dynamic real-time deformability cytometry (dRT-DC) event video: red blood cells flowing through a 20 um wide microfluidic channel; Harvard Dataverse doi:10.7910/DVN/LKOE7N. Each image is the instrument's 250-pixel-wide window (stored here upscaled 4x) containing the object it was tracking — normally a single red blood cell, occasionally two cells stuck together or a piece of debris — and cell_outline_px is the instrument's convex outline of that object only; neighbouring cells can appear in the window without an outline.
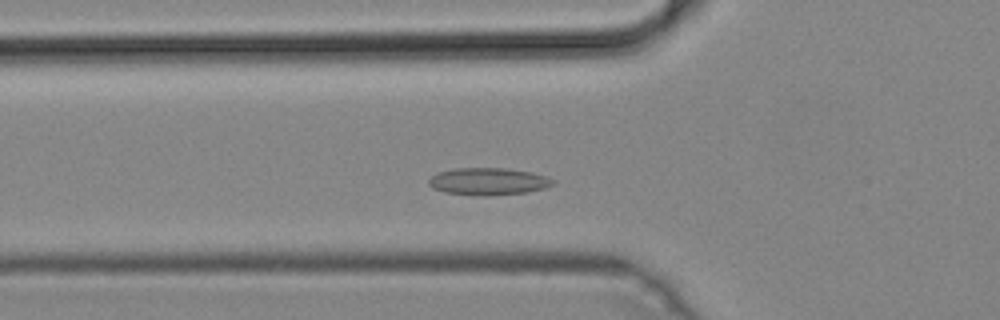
{"species": "common noctule bat (a hibernating species)", "species_latin": "Nyctalus noctula", "temperature_condition": "cold", "stored_images_in_passage": 36, "camera_frame_rate_fps": 3000, "um_per_image_px": 0.085, "animal": {"sex": "male", "body_mass_g": 19.2, "forearm_length_mm": 51.8}, "frame": {"image": 1, "passage_image": 10, "time_ms": 3.0, "image_size_px": [1000, 320], "cell_outline_px": [[556, 184], [548, 188], [528, 192], [488, 196], [484, 196], [444, 192], [432, 188], [428, 184], [428, 180], [436, 172], [456, 168], [508, 168], [532, 172], [548, 176], [556, 180]], "centroid_in_image_um": [41.57, 15.42], "position_along_channel_um": 84.2, "area_um2": 20.11}}
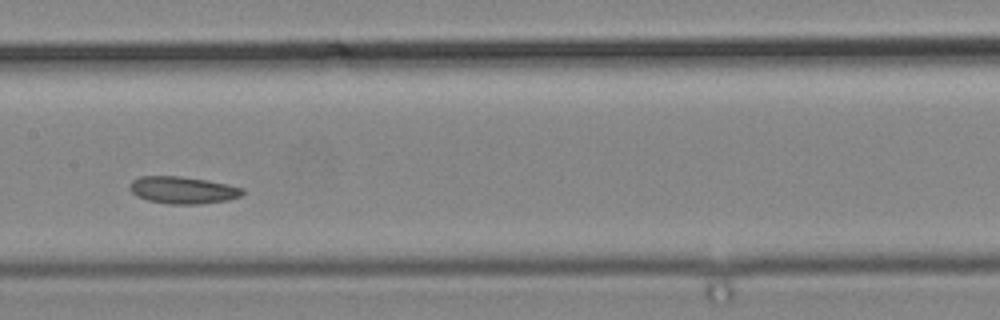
{"frame": {"image": 2, "passage_image": 18, "time_ms": 5.667, "image_size_px": [1000, 320], "cell_outline_px": [[244, 192], [240, 196], [228, 200], [200, 204], [168, 204], [148, 200], [136, 196], [128, 188], [128, 184], [132, 180], [140, 176], [180, 176], [208, 180], [244, 188]], "centroid_in_image_um": [15.51, 16.15], "position_along_channel_um": 191.9, "area_um2": 17.98}}
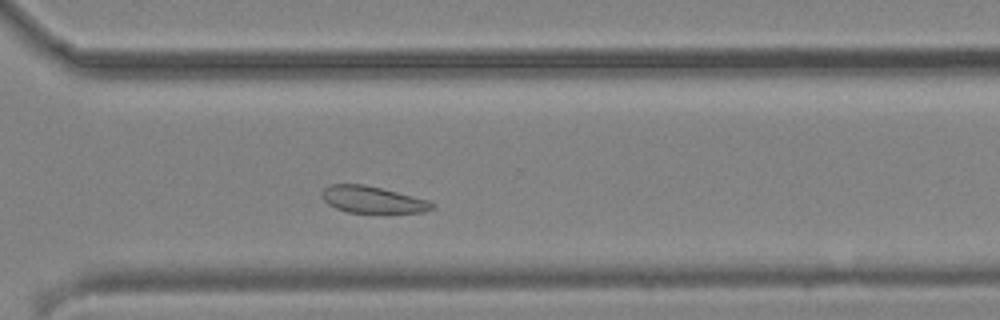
{"frame": {"image": 3, "passage_image": 29, "time_ms": 9.333, "image_size_px": [1000, 320], "cell_outline_px": [[436, 208], [424, 212], [348, 212], [336, 208], [328, 204], [324, 200], [320, 192], [328, 184], [364, 184], [428, 200], [436, 204]], "centroid_in_image_um": [31.66, 16.96], "position_along_channel_um": 338.9, "area_um2": 17.05}}